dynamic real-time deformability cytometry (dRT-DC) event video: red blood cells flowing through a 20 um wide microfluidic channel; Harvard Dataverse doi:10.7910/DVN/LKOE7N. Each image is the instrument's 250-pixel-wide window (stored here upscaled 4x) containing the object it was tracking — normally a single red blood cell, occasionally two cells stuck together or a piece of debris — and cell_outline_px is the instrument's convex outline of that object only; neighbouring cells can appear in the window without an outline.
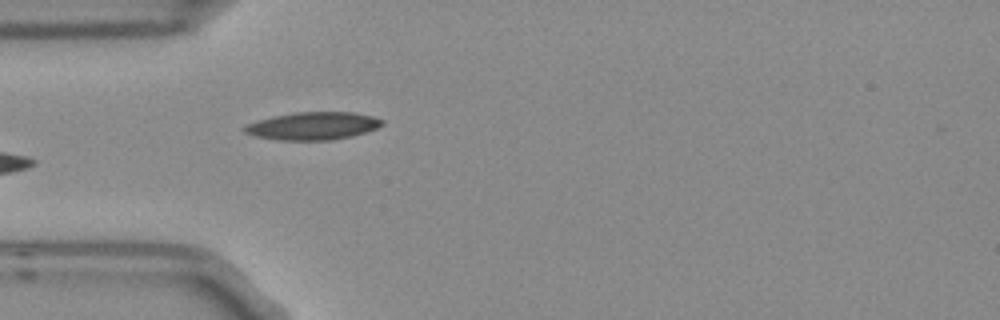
{"species": "Egyptian fruit bat (a non-hibernating species)", "species_latin": "Rousettus aegyptiacus", "temperature_condition": "room temperature", "stored_images_in_passage": 6, "camera_frame_rate_fps": 3000, "um_per_image_px": 0.085, "frame": {"image": 1, "passage_image": 6, "time_ms": 1.667, "image_size_px": [1000, 320], "cell_outline_px": [[384, 124], [376, 128], [352, 136], [332, 140], [280, 140], [256, 136], [244, 132], [240, 128], [248, 124], [272, 116], [296, 112], [356, 112], [372, 116], [384, 120]], "centroid_in_image_um": [26.61, 10.7], "position_along_channel_um": 58.4, "area_um2": 22.2}}